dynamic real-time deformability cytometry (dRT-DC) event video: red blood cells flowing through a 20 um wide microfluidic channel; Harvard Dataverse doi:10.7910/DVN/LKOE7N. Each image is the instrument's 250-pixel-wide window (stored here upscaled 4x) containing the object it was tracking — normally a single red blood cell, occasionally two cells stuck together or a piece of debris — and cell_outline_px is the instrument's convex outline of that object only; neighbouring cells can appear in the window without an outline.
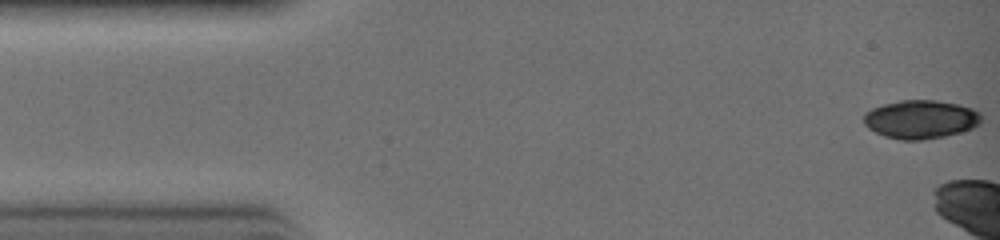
{"species": "common noctule bat (a hibernating species)", "species_latin": "Nyctalus noctula", "temperature_condition": "warm", "stored_images_in_passage": 5, "camera_frame_rate_fps": 3000, "um_per_image_px": 0.085, "animal": {"sex": "female", "body_mass_g": 19.0, "forearm_length_mm": 51.5}, "frame": {"image": 1, "passage_image": 1, "time_ms": 0.0, "image_size_px": [1000, 240], "cell_outline_px": [[980, 124], [972, 128], [960, 132], [944, 136], [920, 140], [900, 140], [884, 136], [868, 128], [864, 124], [864, 112], [872, 108], [884, 104], [900, 100], [936, 100], [960, 104], [972, 108], [980, 112]], "centroid_in_image_um": [78.25, 10.14], "position_along_channel_um": 6.8, "area_um2": 26.47}}